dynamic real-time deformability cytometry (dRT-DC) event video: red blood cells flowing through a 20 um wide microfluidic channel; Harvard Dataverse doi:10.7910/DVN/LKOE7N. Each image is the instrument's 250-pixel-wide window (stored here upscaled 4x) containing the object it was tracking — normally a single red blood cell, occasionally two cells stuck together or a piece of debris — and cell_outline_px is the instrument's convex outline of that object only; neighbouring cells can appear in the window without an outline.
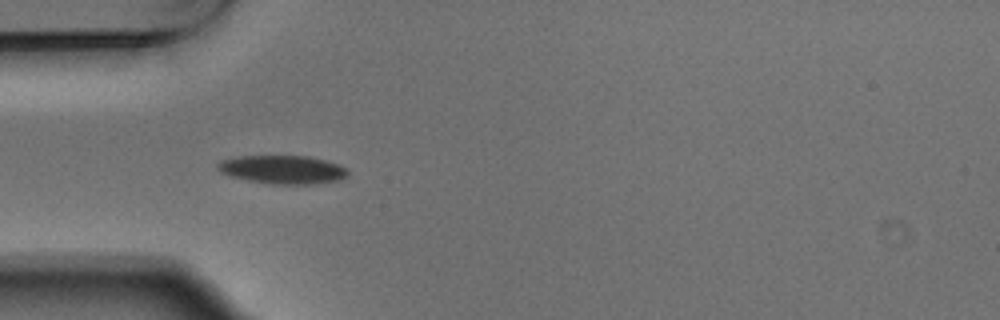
{"species": "Egyptian fruit bat (a non-hibernating species)", "species_latin": "Rousettus aegyptiacus", "temperature_condition": "warm", "stored_images_in_passage": 7, "camera_frame_rate_fps": 3000, "um_per_image_px": 0.085, "animal": {"sex": "male"}, "frame": {"image": 1, "passage_image": 4, "time_ms": 1.0, "image_size_px": [1000, 320], "cell_outline_px": [[348, 176], [340, 180], [312, 184], [272, 184], [248, 180], [232, 176], [220, 172], [216, 168], [216, 164], [220, 160], [240, 156], [308, 156], [324, 160], [336, 164], [344, 168], [348, 172]], "centroid_in_image_um": [23.99, 14.41], "position_along_channel_um": 61.0, "area_um2": 21.44}}
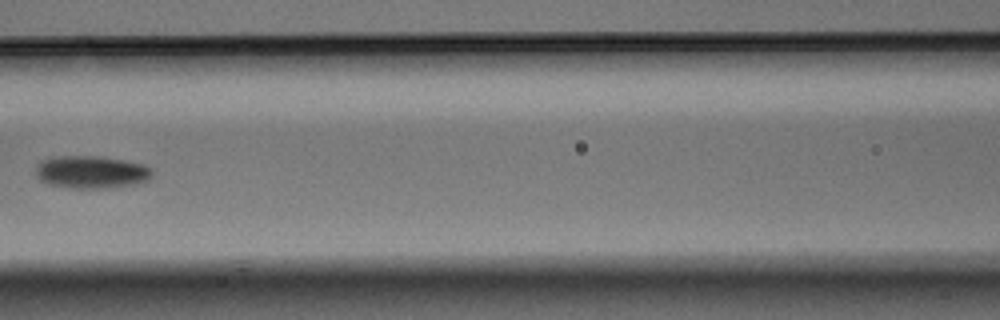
{"frame": {"image": 2, "passage_image": 6, "time_ms": 1.667, "image_size_px": [1000, 320], "cell_outline_px": [[152, 176], [148, 180], [136, 184], [112, 188], [72, 188], [48, 184], [40, 180], [36, 176], [36, 164], [40, 160], [52, 156], [100, 156], [124, 160], [144, 164], [152, 168]], "centroid_in_image_um": [7.75, 14.62], "position_along_channel_um": 158.8, "area_um2": 22.54}}
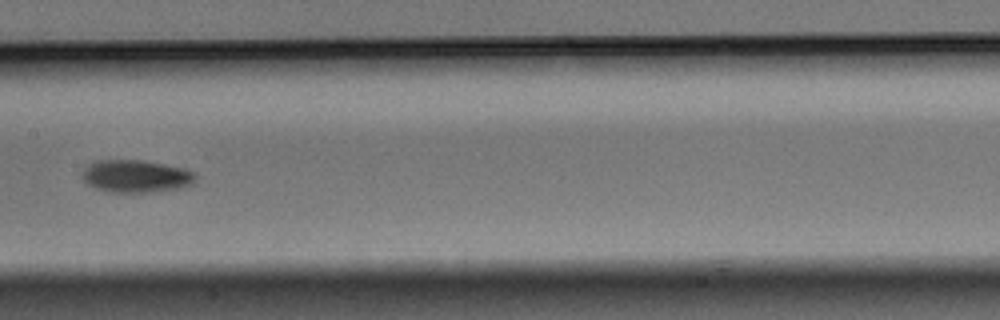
{"frame": {"image": 3, "passage_image": 7, "time_ms": 2.0, "image_size_px": [1000, 320], "cell_outline_px": [[196, 176], [192, 184], [180, 188], [148, 192], [108, 192], [96, 188], [88, 184], [80, 176], [84, 168], [92, 160], [144, 160], [164, 164], [196, 172]], "centroid_in_image_um": [11.51, 14.97], "position_along_channel_um": 195.9, "area_um2": 21.56}}